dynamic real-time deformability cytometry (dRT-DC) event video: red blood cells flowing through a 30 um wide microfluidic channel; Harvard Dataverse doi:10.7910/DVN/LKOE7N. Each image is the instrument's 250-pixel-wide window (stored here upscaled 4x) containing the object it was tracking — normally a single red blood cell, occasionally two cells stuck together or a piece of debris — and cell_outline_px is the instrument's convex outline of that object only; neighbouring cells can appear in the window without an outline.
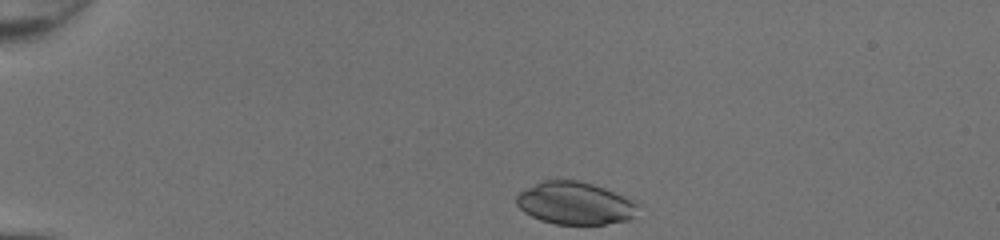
{"species": "common noctule bat (a hibernating species)", "species_latin": "Nyctalus noctula", "temperature_condition": "room temperature", "stored_images_in_passage": 33, "camera_frame_rate_fps": 3000, "um_per_image_px": 0.085, "animal": {"sex": "female", "body_mass_g": 20.0, "forearm_length_mm": 54.0}, "frame": {"image": 1, "passage_image": 1, "time_ms": 0.0, "image_size_px": [1000, 240], "cell_outline_px": [[640, 204], [632, 216], [628, 220], [604, 224], [556, 224], [540, 220], [524, 212], [516, 204], [516, 196], [520, 192], [544, 180], [576, 180], [592, 184], [604, 188], [632, 200]], "centroid_in_image_um": [48.86, 17.28], "position_along_channel_um": 36.1, "area_um2": 29.71}}
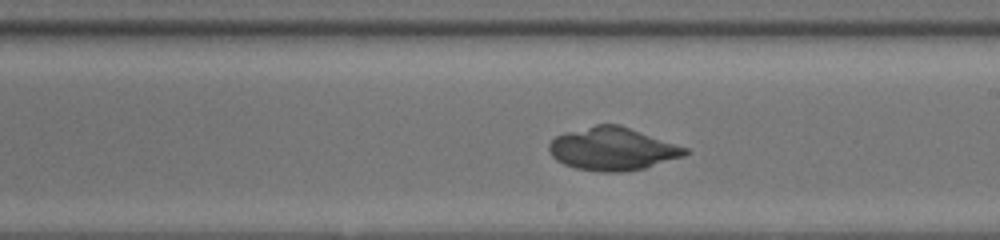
{"frame": {"image": 2, "passage_image": 20, "time_ms": 6.333, "image_size_px": [1000, 240], "cell_outline_px": [[692, 152], [684, 156], [644, 168], [620, 172], [600, 172], [576, 168], [564, 164], [556, 160], [552, 156], [548, 148], [548, 144], [556, 136], [564, 132], [596, 124], [620, 124], [688, 148]], "centroid_in_image_um": [52.07, 12.65], "position_along_channel_um": 236.9, "area_um2": 34.16}}
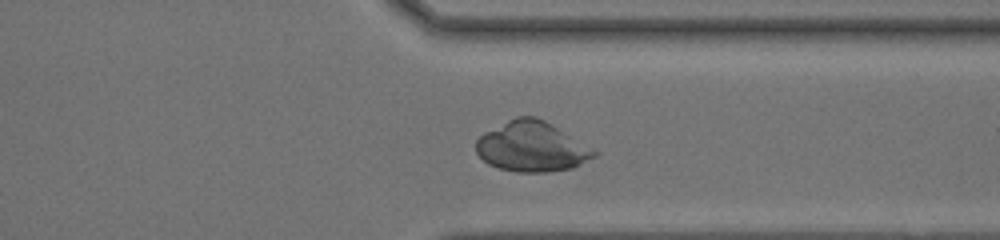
{"frame": {"image": 3, "passage_image": 29, "time_ms": 9.333, "image_size_px": [1000, 240], "cell_outline_px": [[596, 156], [572, 168], [548, 172], [516, 172], [496, 168], [488, 164], [476, 152], [476, 140], [484, 132], [516, 116], [536, 116], [544, 120], [596, 152]], "centroid_in_image_um": [45.13, 12.48], "position_along_channel_um": 366.3, "area_um2": 33.99}}